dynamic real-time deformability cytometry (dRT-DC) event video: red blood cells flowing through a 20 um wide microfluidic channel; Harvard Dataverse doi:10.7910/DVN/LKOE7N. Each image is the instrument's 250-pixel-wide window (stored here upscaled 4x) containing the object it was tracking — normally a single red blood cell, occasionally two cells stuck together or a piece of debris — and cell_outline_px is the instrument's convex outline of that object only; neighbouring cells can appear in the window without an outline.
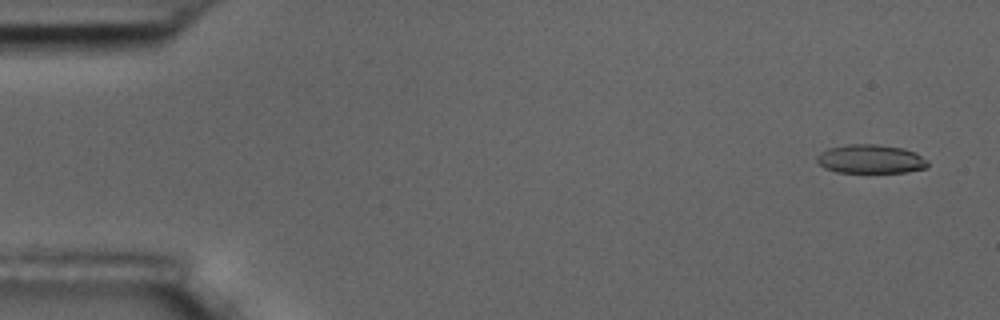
{"species": "common noctule bat (a hibernating species)", "species_latin": "Nyctalus noctula", "temperature_condition": "room temperature", "stored_images_in_passage": 4, "camera_frame_rate_fps": 3000, "um_per_image_px": 0.085, "animal": {"sex": "male", "body_mass_g": 17.5, "forearm_length_mm": 52.3}, "frame": {"image": 1, "passage_image": 1, "time_ms": 0.0, "image_size_px": [1000, 320], "cell_outline_px": [[928, 168], [908, 172], [836, 172], [824, 168], [816, 160], [816, 156], [820, 152], [828, 148], [848, 144], [876, 144], [904, 148], [916, 152], [928, 160]], "centroid_in_image_um": [74.03, 13.51], "position_along_channel_um": 11.0, "area_um2": 18.84}}
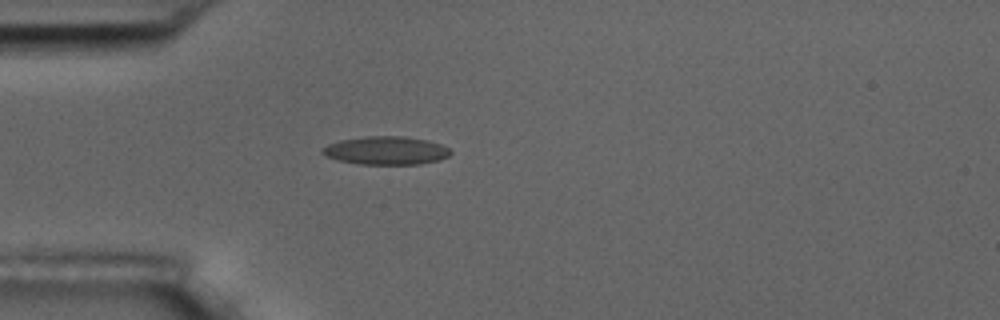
{"frame": {"image": 2, "passage_image": 4, "time_ms": 4.333, "image_size_px": [1000, 320], "cell_outline_px": [[452, 152], [448, 156], [436, 160], [420, 164], [360, 164], [336, 160], [324, 156], [320, 152], [320, 148], [328, 144], [340, 140], [364, 136], [404, 136], [428, 140], [440, 144], [448, 148]], "centroid_in_image_um": [32.75, 12.79], "position_along_channel_um": 52.3, "area_um2": 21.21}}